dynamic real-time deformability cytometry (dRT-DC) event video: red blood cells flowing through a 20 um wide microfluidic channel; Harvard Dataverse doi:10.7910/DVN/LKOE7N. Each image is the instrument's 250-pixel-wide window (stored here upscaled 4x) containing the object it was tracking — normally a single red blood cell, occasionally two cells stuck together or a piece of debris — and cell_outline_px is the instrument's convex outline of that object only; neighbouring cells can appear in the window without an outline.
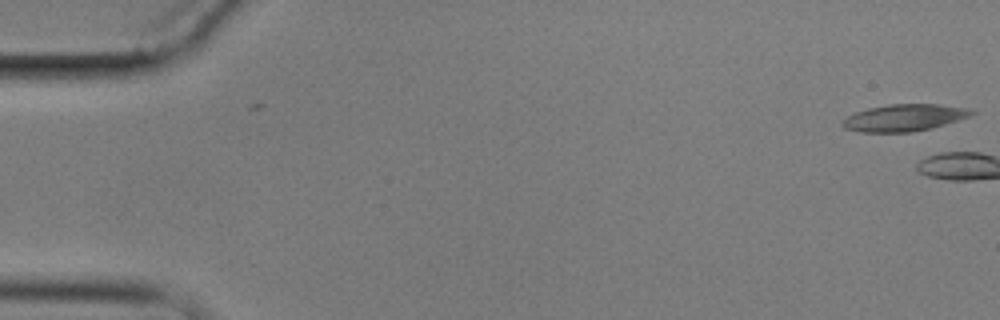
{"species": "common noctule bat (a hibernating species)", "species_latin": "Nyctalus noctula", "temperature_condition": "cold", "stored_images_in_passage": 6, "camera_frame_rate_fps": 3000, "um_per_image_px": 0.085, "animal": {"sex": "male", "body_mass_g": 17.9}, "frame": {"image": 1, "passage_image": 1, "time_ms": 0.0, "image_size_px": [1000, 320], "cell_outline_px": [[976, 112], [968, 116], [944, 124], [912, 132], [860, 132], [844, 128], [840, 124], [848, 116], [856, 112], [868, 108], [888, 104], [940, 104], [968, 108]], "centroid_in_image_um": [76.82, 10.0], "position_along_channel_um": 8.2, "area_um2": 20.0}}
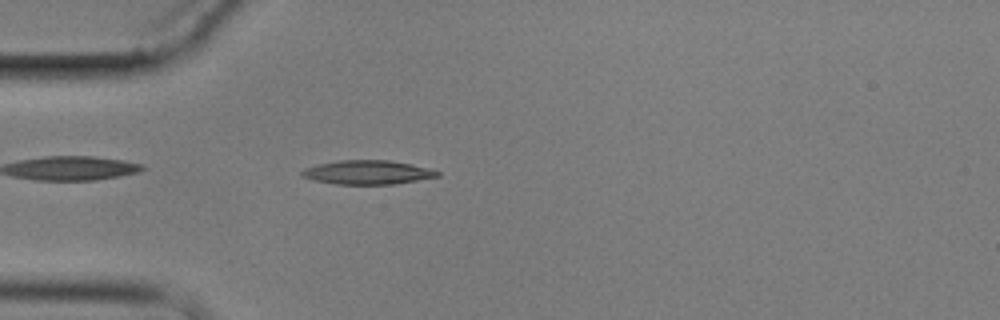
{"frame": {"image": 2, "passage_image": 6, "time_ms": 6.0, "image_size_px": [1000, 320], "cell_outline_px": [[440, 176], [396, 184], [336, 184], [316, 180], [300, 176], [300, 172], [304, 168], [316, 164], [340, 160], [388, 160], [412, 164], [432, 168], [440, 172]], "centroid_in_image_um": [31.26, 14.64], "position_along_channel_um": 53.7, "area_um2": 19.07}}